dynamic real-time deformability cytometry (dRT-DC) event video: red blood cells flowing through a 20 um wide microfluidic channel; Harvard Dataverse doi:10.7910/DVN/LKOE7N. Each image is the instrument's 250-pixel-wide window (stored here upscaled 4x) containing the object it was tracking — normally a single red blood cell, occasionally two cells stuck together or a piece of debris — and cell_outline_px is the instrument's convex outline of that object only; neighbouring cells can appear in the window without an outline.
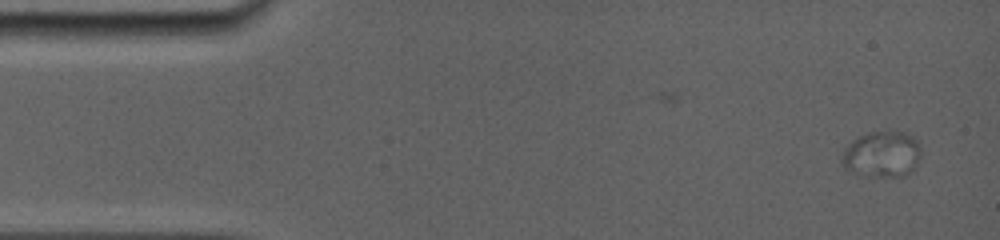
{"species": "common noctule bat (a hibernating species)", "species_latin": "Nyctalus noctula", "temperature_condition": "room temperature", "stored_images_in_passage": 10, "camera_frame_rate_fps": 5000, "um_per_image_px": 0.085, "animal": {"sex": "female", "body_mass_g": 19.0, "forearm_length_mm": 56.7}, "frame": {"image": 1, "passage_image": 1, "time_ms": 0.0, "image_size_px": [1000, 240], "cell_outline_px": [[920, 156], [912, 172], [904, 176], [868, 176], [852, 172], [844, 168], [840, 160], [844, 148], [852, 140], [868, 132], [904, 132], [912, 136], [916, 140], [920, 148]], "centroid_in_image_um": [74.94, 13.12], "position_along_channel_um": 10.1, "area_um2": 21.27}}